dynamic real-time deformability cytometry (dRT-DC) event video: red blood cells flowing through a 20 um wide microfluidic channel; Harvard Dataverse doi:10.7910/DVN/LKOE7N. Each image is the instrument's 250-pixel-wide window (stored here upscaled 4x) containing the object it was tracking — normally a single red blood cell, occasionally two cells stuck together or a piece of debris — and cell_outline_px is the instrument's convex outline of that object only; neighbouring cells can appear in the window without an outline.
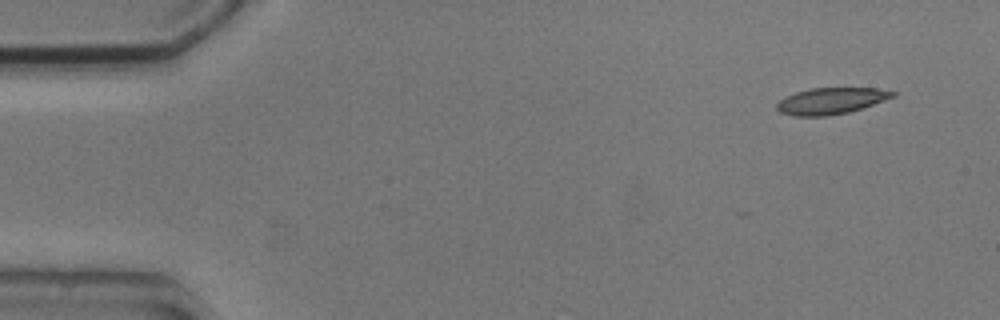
{"species": "common noctule bat (a hibernating species)", "species_latin": "Nyctalus noctula", "temperature_condition": "cold", "stored_images_in_passage": 5, "camera_frame_rate_fps": 3000, "um_per_image_px": 0.085, "animal": {"sex": "male", "body_mass_g": 20.5, "forearm_length_mm": 52.5}, "frame": {"image": 1, "passage_image": 1, "time_ms": 0.0, "image_size_px": [1000, 320], "cell_outline_px": [[896, 96], [848, 112], [828, 116], [792, 116], [780, 112], [776, 108], [776, 104], [780, 100], [796, 92], [808, 88], [876, 88], [896, 92]], "centroid_in_image_um": [70.61, 8.58], "position_along_channel_um": 14.4, "area_um2": 17.69}}
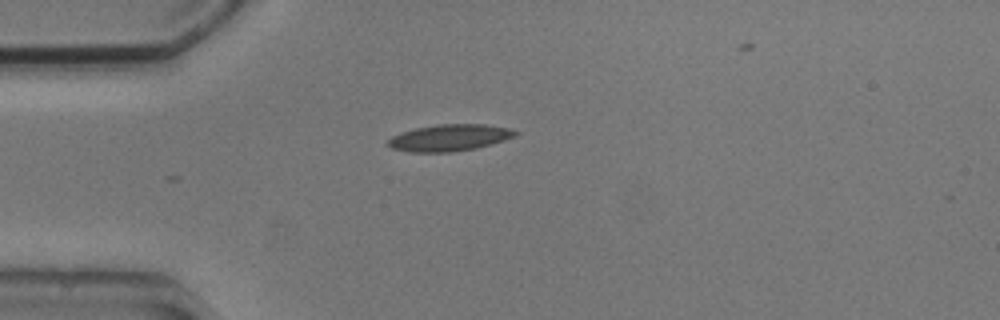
{"frame": {"image": 2, "passage_image": 4, "time_ms": 3.333, "image_size_px": [1000, 320], "cell_outline_px": [[520, 132], [516, 136], [504, 140], [476, 148], [452, 152], [408, 152], [392, 148], [384, 144], [392, 136], [400, 132], [416, 128], [436, 124], [484, 124], [508, 128]], "centroid_in_image_um": [38.17, 11.7], "position_along_channel_um": 46.8, "area_um2": 19.88}}